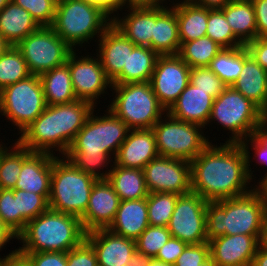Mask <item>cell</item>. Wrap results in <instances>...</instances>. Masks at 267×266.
<instances>
[{"instance_id":"cell-1","label":"cell","mask_w":267,"mask_h":266,"mask_svg":"<svg viewBox=\"0 0 267 266\" xmlns=\"http://www.w3.org/2000/svg\"><path fill=\"white\" fill-rule=\"evenodd\" d=\"M211 142L191 163V191L207 201L245 195L255 186L247 171V157L240 143ZM249 185V186H248Z\"/></svg>"},{"instance_id":"cell-2","label":"cell","mask_w":267,"mask_h":266,"mask_svg":"<svg viewBox=\"0 0 267 266\" xmlns=\"http://www.w3.org/2000/svg\"><path fill=\"white\" fill-rule=\"evenodd\" d=\"M94 111L93 109L88 116L64 157L76 168L97 180L107 179L113 159L130 129L109 109L102 116L94 115ZM109 164L110 169L107 168ZM104 167L107 168L105 171Z\"/></svg>"},{"instance_id":"cell-3","label":"cell","mask_w":267,"mask_h":266,"mask_svg":"<svg viewBox=\"0 0 267 266\" xmlns=\"http://www.w3.org/2000/svg\"><path fill=\"white\" fill-rule=\"evenodd\" d=\"M93 109L96 107L90 102L78 99L68 104L47 105L16 141L31 152L56 155V149L57 156H64Z\"/></svg>"},{"instance_id":"cell-4","label":"cell","mask_w":267,"mask_h":266,"mask_svg":"<svg viewBox=\"0 0 267 266\" xmlns=\"http://www.w3.org/2000/svg\"><path fill=\"white\" fill-rule=\"evenodd\" d=\"M266 200L254 188L242 196L208 201L206 205L208 241L222 235L245 234L254 236L260 242Z\"/></svg>"},{"instance_id":"cell-5","label":"cell","mask_w":267,"mask_h":266,"mask_svg":"<svg viewBox=\"0 0 267 266\" xmlns=\"http://www.w3.org/2000/svg\"><path fill=\"white\" fill-rule=\"evenodd\" d=\"M86 238L81 219L48 209L27 222L17 236L19 253L65 252L79 246Z\"/></svg>"},{"instance_id":"cell-6","label":"cell","mask_w":267,"mask_h":266,"mask_svg":"<svg viewBox=\"0 0 267 266\" xmlns=\"http://www.w3.org/2000/svg\"><path fill=\"white\" fill-rule=\"evenodd\" d=\"M112 24V16L87 0H58L51 28L73 50L98 39ZM85 44V45H83ZM77 47V48H76Z\"/></svg>"},{"instance_id":"cell-7","label":"cell","mask_w":267,"mask_h":266,"mask_svg":"<svg viewBox=\"0 0 267 266\" xmlns=\"http://www.w3.org/2000/svg\"><path fill=\"white\" fill-rule=\"evenodd\" d=\"M96 180L76 168L64 156L55 155L48 199L49 209L81 218L88 207Z\"/></svg>"},{"instance_id":"cell-8","label":"cell","mask_w":267,"mask_h":266,"mask_svg":"<svg viewBox=\"0 0 267 266\" xmlns=\"http://www.w3.org/2000/svg\"><path fill=\"white\" fill-rule=\"evenodd\" d=\"M115 96L107 108L130 130L152 129L167 112L159 103L150 82L112 84Z\"/></svg>"},{"instance_id":"cell-9","label":"cell","mask_w":267,"mask_h":266,"mask_svg":"<svg viewBox=\"0 0 267 266\" xmlns=\"http://www.w3.org/2000/svg\"><path fill=\"white\" fill-rule=\"evenodd\" d=\"M262 116L256 104L229 86L214 99L207 126L217 121L232 134L225 142L241 143L262 126Z\"/></svg>"},{"instance_id":"cell-10","label":"cell","mask_w":267,"mask_h":266,"mask_svg":"<svg viewBox=\"0 0 267 266\" xmlns=\"http://www.w3.org/2000/svg\"><path fill=\"white\" fill-rule=\"evenodd\" d=\"M152 130L159 156L191 162L211 143L203 126L177 120L167 112Z\"/></svg>"},{"instance_id":"cell-11","label":"cell","mask_w":267,"mask_h":266,"mask_svg":"<svg viewBox=\"0 0 267 266\" xmlns=\"http://www.w3.org/2000/svg\"><path fill=\"white\" fill-rule=\"evenodd\" d=\"M43 86L38 75L8 85L0 91V114L21 134L46 108Z\"/></svg>"},{"instance_id":"cell-12","label":"cell","mask_w":267,"mask_h":266,"mask_svg":"<svg viewBox=\"0 0 267 266\" xmlns=\"http://www.w3.org/2000/svg\"><path fill=\"white\" fill-rule=\"evenodd\" d=\"M16 48L25 59L28 71L38 76L65 64L73 51L51 27H40L20 41Z\"/></svg>"},{"instance_id":"cell-13","label":"cell","mask_w":267,"mask_h":266,"mask_svg":"<svg viewBox=\"0 0 267 266\" xmlns=\"http://www.w3.org/2000/svg\"><path fill=\"white\" fill-rule=\"evenodd\" d=\"M199 194L179 195L167 226L171 236L187 244L208 242L206 233V205Z\"/></svg>"},{"instance_id":"cell-14","label":"cell","mask_w":267,"mask_h":266,"mask_svg":"<svg viewBox=\"0 0 267 266\" xmlns=\"http://www.w3.org/2000/svg\"><path fill=\"white\" fill-rule=\"evenodd\" d=\"M73 50L67 57L66 64L69 66L73 90L78 100L90 102L94 107L98 104L101 94H107V89L112 87L111 81L106 77L99 57L78 56ZM108 87V88H107Z\"/></svg>"},{"instance_id":"cell-15","label":"cell","mask_w":267,"mask_h":266,"mask_svg":"<svg viewBox=\"0 0 267 266\" xmlns=\"http://www.w3.org/2000/svg\"><path fill=\"white\" fill-rule=\"evenodd\" d=\"M143 172L149 193L183 195L191 192L190 161L158 156L143 168Z\"/></svg>"},{"instance_id":"cell-16","label":"cell","mask_w":267,"mask_h":266,"mask_svg":"<svg viewBox=\"0 0 267 266\" xmlns=\"http://www.w3.org/2000/svg\"><path fill=\"white\" fill-rule=\"evenodd\" d=\"M190 80V67L178 55H159L150 84L160 105L168 111Z\"/></svg>"},{"instance_id":"cell-17","label":"cell","mask_w":267,"mask_h":266,"mask_svg":"<svg viewBox=\"0 0 267 266\" xmlns=\"http://www.w3.org/2000/svg\"><path fill=\"white\" fill-rule=\"evenodd\" d=\"M120 202V197L107 179L96 180L88 207L80 218L85 232L108 229L115 219Z\"/></svg>"},{"instance_id":"cell-18","label":"cell","mask_w":267,"mask_h":266,"mask_svg":"<svg viewBox=\"0 0 267 266\" xmlns=\"http://www.w3.org/2000/svg\"><path fill=\"white\" fill-rule=\"evenodd\" d=\"M216 266H251L260 242L252 235H222L208 241Z\"/></svg>"},{"instance_id":"cell-19","label":"cell","mask_w":267,"mask_h":266,"mask_svg":"<svg viewBox=\"0 0 267 266\" xmlns=\"http://www.w3.org/2000/svg\"><path fill=\"white\" fill-rule=\"evenodd\" d=\"M85 240L93 247L98 266H126L136 250V241L111 232L98 229L86 233Z\"/></svg>"},{"instance_id":"cell-20","label":"cell","mask_w":267,"mask_h":266,"mask_svg":"<svg viewBox=\"0 0 267 266\" xmlns=\"http://www.w3.org/2000/svg\"><path fill=\"white\" fill-rule=\"evenodd\" d=\"M97 44L96 55L100 59L106 77L112 82L122 69H127L129 52H132L136 45L113 24L105 30Z\"/></svg>"},{"instance_id":"cell-21","label":"cell","mask_w":267,"mask_h":266,"mask_svg":"<svg viewBox=\"0 0 267 266\" xmlns=\"http://www.w3.org/2000/svg\"><path fill=\"white\" fill-rule=\"evenodd\" d=\"M152 129L129 130L126 140L120 145L113 164L123 168L141 169L158 157Z\"/></svg>"},{"instance_id":"cell-22","label":"cell","mask_w":267,"mask_h":266,"mask_svg":"<svg viewBox=\"0 0 267 266\" xmlns=\"http://www.w3.org/2000/svg\"><path fill=\"white\" fill-rule=\"evenodd\" d=\"M54 154L32 152L22 163L19 179L14 189L50 196Z\"/></svg>"},{"instance_id":"cell-23","label":"cell","mask_w":267,"mask_h":266,"mask_svg":"<svg viewBox=\"0 0 267 266\" xmlns=\"http://www.w3.org/2000/svg\"><path fill=\"white\" fill-rule=\"evenodd\" d=\"M214 98L190 82L167 113L180 121L195 123L207 129Z\"/></svg>"},{"instance_id":"cell-24","label":"cell","mask_w":267,"mask_h":266,"mask_svg":"<svg viewBox=\"0 0 267 266\" xmlns=\"http://www.w3.org/2000/svg\"><path fill=\"white\" fill-rule=\"evenodd\" d=\"M126 15L112 17V24L119 29L136 46L152 49L154 36V7H125ZM122 17V18H121Z\"/></svg>"},{"instance_id":"cell-25","label":"cell","mask_w":267,"mask_h":266,"mask_svg":"<svg viewBox=\"0 0 267 266\" xmlns=\"http://www.w3.org/2000/svg\"><path fill=\"white\" fill-rule=\"evenodd\" d=\"M154 7V36L152 50L158 55H177L181 46L175 12V2Z\"/></svg>"},{"instance_id":"cell-26","label":"cell","mask_w":267,"mask_h":266,"mask_svg":"<svg viewBox=\"0 0 267 266\" xmlns=\"http://www.w3.org/2000/svg\"><path fill=\"white\" fill-rule=\"evenodd\" d=\"M149 226L146 198L123 200L109 230L117 235L136 240Z\"/></svg>"},{"instance_id":"cell-27","label":"cell","mask_w":267,"mask_h":266,"mask_svg":"<svg viewBox=\"0 0 267 266\" xmlns=\"http://www.w3.org/2000/svg\"><path fill=\"white\" fill-rule=\"evenodd\" d=\"M39 28L31 14L11 0L0 10V34L10 46H16Z\"/></svg>"},{"instance_id":"cell-28","label":"cell","mask_w":267,"mask_h":266,"mask_svg":"<svg viewBox=\"0 0 267 266\" xmlns=\"http://www.w3.org/2000/svg\"><path fill=\"white\" fill-rule=\"evenodd\" d=\"M232 87L262 111L267 108V71L251 55L244 60L240 77Z\"/></svg>"},{"instance_id":"cell-29","label":"cell","mask_w":267,"mask_h":266,"mask_svg":"<svg viewBox=\"0 0 267 266\" xmlns=\"http://www.w3.org/2000/svg\"><path fill=\"white\" fill-rule=\"evenodd\" d=\"M175 2H177L175 3V12L181 44L205 37L208 9L189 0H175Z\"/></svg>"},{"instance_id":"cell-30","label":"cell","mask_w":267,"mask_h":266,"mask_svg":"<svg viewBox=\"0 0 267 266\" xmlns=\"http://www.w3.org/2000/svg\"><path fill=\"white\" fill-rule=\"evenodd\" d=\"M233 34L244 44L257 38V25L251 0H232L220 9Z\"/></svg>"},{"instance_id":"cell-31","label":"cell","mask_w":267,"mask_h":266,"mask_svg":"<svg viewBox=\"0 0 267 266\" xmlns=\"http://www.w3.org/2000/svg\"><path fill=\"white\" fill-rule=\"evenodd\" d=\"M39 77L47 105L68 104L77 100L70 69L66 63L48 70Z\"/></svg>"},{"instance_id":"cell-32","label":"cell","mask_w":267,"mask_h":266,"mask_svg":"<svg viewBox=\"0 0 267 266\" xmlns=\"http://www.w3.org/2000/svg\"><path fill=\"white\" fill-rule=\"evenodd\" d=\"M158 56L149 47L135 46L133 51L129 52L127 69H122V72L111 83L150 82Z\"/></svg>"},{"instance_id":"cell-33","label":"cell","mask_w":267,"mask_h":266,"mask_svg":"<svg viewBox=\"0 0 267 266\" xmlns=\"http://www.w3.org/2000/svg\"><path fill=\"white\" fill-rule=\"evenodd\" d=\"M107 180L121 201L137 200L149 195L144 172L141 169L123 168L113 164Z\"/></svg>"},{"instance_id":"cell-34","label":"cell","mask_w":267,"mask_h":266,"mask_svg":"<svg viewBox=\"0 0 267 266\" xmlns=\"http://www.w3.org/2000/svg\"><path fill=\"white\" fill-rule=\"evenodd\" d=\"M247 48H223L208 66L228 87L240 77L243 62L249 56Z\"/></svg>"},{"instance_id":"cell-35","label":"cell","mask_w":267,"mask_h":266,"mask_svg":"<svg viewBox=\"0 0 267 266\" xmlns=\"http://www.w3.org/2000/svg\"><path fill=\"white\" fill-rule=\"evenodd\" d=\"M13 144L12 148L10 146L7 148L2 140L0 142V189L15 188L22 170V163L32 153L17 141Z\"/></svg>"},{"instance_id":"cell-36","label":"cell","mask_w":267,"mask_h":266,"mask_svg":"<svg viewBox=\"0 0 267 266\" xmlns=\"http://www.w3.org/2000/svg\"><path fill=\"white\" fill-rule=\"evenodd\" d=\"M223 49L218 43L205 36L181 44L178 56L190 67L209 66L212 59Z\"/></svg>"},{"instance_id":"cell-37","label":"cell","mask_w":267,"mask_h":266,"mask_svg":"<svg viewBox=\"0 0 267 266\" xmlns=\"http://www.w3.org/2000/svg\"><path fill=\"white\" fill-rule=\"evenodd\" d=\"M30 75L21 52L16 46H10L0 57V91Z\"/></svg>"},{"instance_id":"cell-38","label":"cell","mask_w":267,"mask_h":266,"mask_svg":"<svg viewBox=\"0 0 267 266\" xmlns=\"http://www.w3.org/2000/svg\"><path fill=\"white\" fill-rule=\"evenodd\" d=\"M178 196V194L167 192L149 193L146 203L150 226H168Z\"/></svg>"},{"instance_id":"cell-39","label":"cell","mask_w":267,"mask_h":266,"mask_svg":"<svg viewBox=\"0 0 267 266\" xmlns=\"http://www.w3.org/2000/svg\"><path fill=\"white\" fill-rule=\"evenodd\" d=\"M206 36L223 48L242 47L244 44L233 34L220 9H208Z\"/></svg>"},{"instance_id":"cell-40","label":"cell","mask_w":267,"mask_h":266,"mask_svg":"<svg viewBox=\"0 0 267 266\" xmlns=\"http://www.w3.org/2000/svg\"><path fill=\"white\" fill-rule=\"evenodd\" d=\"M17 198L19 212V234L25 229L27 222L49 209V201L43 196L33 192L13 189Z\"/></svg>"},{"instance_id":"cell-41","label":"cell","mask_w":267,"mask_h":266,"mask_svg":"<svg viewBox=\"0 0 267 266\" xmlns=\"http://www.w3.org/2000/svg\"><path fill=\"white\" fill-rule=\"evenodd\" d=\"M251 143V144H250ZM242 147L244 148L246 157H247V171L250 176L251 182L255 178L256 174L253 175L254 170L251 169L250 163H252V157L250 156V151L253 152L254 150V160L261 166L262 164L266 165L267 167V131L261 126L253 135L249 136L248 138L244 139L241 143ZM251 146V147H250ZM250 147V148H249ZM253 149V150H250ZM267 175V172L262 178H259V182ZM253 177V178H252Z\"/></svg>"},{"instance_id":"cell-42","label":"cell","mask_w":267,"mask_h":266,"mask_svg":"<svg viewBox=\"0 0 267 266\" xmlns=\"http://www.w3.org/2000/svg\"><path fill=\"white\" fill-rule=\"evenodd\" d=\"M171 237L167 227L149 225L135 240L136 250L155 258L162 246Z\"/></svg>"},{"instance_id":"cell-43","label":"cell","mask_w":267,"mask_h":266,"mask_svg":"<svg viewBox=\"0 0 267 266\" xmlns=\"http://www.w3.org/2000/svg\"><path fill=\"white\" fill-rule=\"evenodd\" d=\"M189 82L214 99L228 87L208 66L190 68Z\"/></svg>"},{"instance_id":"cell-44","label":"cell","mask_w":267,"mask_h":266,"mask_svg":"<svg viewBox=\"0 0 267 266\" xmlns=\"http://www.w3.org/2000/svg\"><path fill=\"white\" fill-rule=\"evenodd\" d=\"M28 11L40 27H51L58 0H11Z\"/></svg>"},{"instance_id":"cell-45","label":"cell","mask_w":267,"mask_h":266,"mask_svg":"<svg viewBox=\"0 0 267 266\" xmlns=\"http://www.w3.org/2000/svg\"><path fill=\"white\" fill-rule=\"evenodd\" d=\"M0 218L17 237L19 235V212L13 189H0Z\"/></svg>"},{"instance_id":"cell-46","label":"cell","mask_w":267,"mask_h":266,"mask_svg":"<svg viewBox=\"0 0 267 266\" xmlns=\"http://www.w3.org/2000/svg\"><path fill=\"white\" fill-rule=\"evenodd\" d=\"M210 257L208 242L188 244L173 266H198Z\"/></svg>"},{"instance_id":"cell-47","label":"cell","mask_w":267,"mask_h":266,"mask_svg":"<svg viewBox=\"0 0 267 266\" xmlns=\"http://www.w3.org/2000/svg\"><path fill=\"white\" fill-rule=\"evenodd\" d=\"M67 266H98L93 247L84 240L79 246L67 252Z\"/></svg>"},{"instance_id":"cell-48","label":"cell","mask_w":267,"mask_h":266,"mask_svg":"<svg viewBox=\"0 0 267 266\" xmlns=\"http://www.w3.org/2000/svg\"><path fill=\"white\" fill-rule=\"evenodd\" d=\"M31 266H67V253L65 252H36L21 253Z\"/></svg>"},{"instance_id":"cell-49","label":"cell","mask_w":267,"mask_h":266,"mask_svg":"<svg viewBox=\"0 0 267 266\" xmlns=\"http://www.w3.org/2000/svg\"><path fill=\"white\" fill-rule=\"evenodd\" d=\"M187 245V243L171 237L159 250L155 259L163 261L166 264L174 265L177 258L181 255Z\"/></svg>"},{"instance_id":"cell-50","label":"cell","mask_w":267,"mask_h":266,"mask_svg":"<svg viewBox=\"0 0 267 266\" xmlns=\"http://www.w3.org/2000/svg\"><path fill=\"white\" fill-rule=\"evenodd\" d=\"M245 47L254 60L267 71V37H257L248 42Z\"/></svg>"},{"instance_id":"cell-51","label":"cell","mask_w":267,"mask_h":266,"mask_svg":"<svg viewBox=\"0 0 267 266\" xmlns=\"http://www.w3.org/2000/svg\"><path fill=\"white\" fill-rule=\"evenodd\" d=\"M257 25V37H267V0H251Z\"/></svg>"},{"instance_id":"cell-52","label":"cell","mask_w":267,"mask_h":266,"mask_svg":"<svg viewBox=\"0 0 267 266\" xmlns=\"http://www.w3.org/2000/svg\"><path fill=\"white\" fill-rule=\"evenodd\" d=\"M87 1L99 5L113 17L114 14H116V12H119L118 10L123 11L122 9L125 7L126 0H87Z\"/></svg>"},{"instance_id":"cell-53","label":"cell","mask_w":267,"mask_h":266,"mask_svg":"<svg viewBox=\"0 0 267 266\" xmlns=\"http://www.w3.org/2000/svg\"><path fill=\"white\" fill-rule=\"evenodd\" d=\"M0 266H31L28 259L19 253L14 252L12 255L0 259Z\"/></svg>"},{"instance_id":"cell-54","label":"cell","mask_w":267,"mask_h":266,"mask_svg":"<svg viewBox=\"0 0 267 266\" xmlns=\"http://www.w3.org/2000/svg\"><path fill=\"white\" fill-rule=\"evenodd\" d=\"M12 239H17V237L13 234V232L3 223V221L0 218V251H2V249L4 247H6L5 245L8 244V242H10ZM17 249L9 252V254L4 257H1L0 255V259L1 258H5L7 256L12 255L14 252H16Z\"/></svg>"},{"instance_id":"cell-55","label":"cell","mask_w":267,"mask_h":266,"mask_svg":"<svg viewBox=\"0 0 267 266\" xmlns=\"http://www.w3.org/2000/svg\"><path fill=\"white\" fill-rule=\"evenodd\" d=\"M152 259V257L135 250L126 266H149Z\"/></svg>"},{"instance_id":"cell-56","label":"cell","mask_w":267,"mask_h":266,"mask_svg":"<svg viewBox=\"0 0 267 266\" xmlns=\"http://www.w3.org/2000/svg\"><path fill=\"white\" fill-rule=\"evenodd\" d=\"M166 0H126L125 6L129 7H159L163 6V4L166 3ZM162 4V5H161Z\"/></svg>"},{"instance_id":"cell-57","label":"cell","mask_w":267,"mask_h":266,"mask_svg":"<svg viewBox=\"0 0 267 266\" xmlns=\"http://www.w3.org/2000/svg\"><path fill=\"white\" fill-rule=\"evenodd\" d=\"M190 2L206 7L207 9H222L226 4L232 0H189Z\"/></svg>"},{"instance_id":"cell-58","label":"cell","mask_w":267,"mask_h":266,"mask_svg":"<svg viewBox=\"0 0 267 266\" xmlns=\"http://www.w3.org/2000/svg\"><path fill=\"white\" fill-rule=\"evenodd\" d=\"M251 266H267V247L259 244Z\"/></svg>"},{"instance_id":"cell-59","label":"cell","mask_w":267,"mask_h":266,"mask_svg":"<svg viewBox=\"0 0 267 266\" xmlns=\"http://www.w3.org/2000/svg\"><path fill=\"white\" fill-rule=\"evenodd\" d=\"M260 244L267 247V200L263 212L262 235Z\"/></svg>"},{"instance_id":"cell-60","label":"cell","mask_w":267,"mask_h":266,"mask_svg":"<svg viewBox=\"0 0 267 266\" xmlns=\"http://www.w3.org/2000/svg\"><path fill=\"white\" fill-rule=\"evenodd\" d=\"M255 189L267 199V175L260 181L255 182Z\"/></svg>"},{"instance_id":"cell-61","label":"cell","mask_w":267,"mask_h":266,"mask_svg":"<svg viewBox=\"0 0 267 266\" xmlns=\"http://www.w3.org/2000/svg\"><path fill=\"white\" fill-rule=\"evenodd\" d=\"M10 47V45L2 38L0 34V57L4 54V52Z\"/></svg>"},{"instance_id":"cell-62","label":"cell","mask_w":267,"mask_h":266,"mask_svg":"<svg viewBox=\"0 0 267 266\" xmlns=\"http://www.w3.org/2000/svg\"><path fill=\"white\" fill-rule=\"evenodd\" d=\"M149 266H173V265L166 264L163 261H159V260L153 258L152 261L150 262Z\"/></svg>"},{"instance_id":"cell-63","label":"cell","mask_w":267,"mask_h":266,"mask_svg":"<svg viewBox=\"0 0 267 266\" xmlns=\"http://www.w3.org/2000/svg\"><path fill=\"white\" fill-rule=\"evenodd\" d=\"M262 127L267 131V108L263 111Z\"/></svg>"},{"instance_id":"cell-64","label":"cell","mask_w":267,"mask_h":266,"mask_svg":"<svg viewBox=\"0 0 267 266\" xmlns=\"http://www.w3.org/2000/svg\"><path fill=\"white\" fill-rule=\"evenodd\" d=\"M198 266H216V264L214 263V261L212 260V258L209 257L206 261H204L203 263H201Z\"/></svg>"},{"instance_id":"cell-65","label":"cell","mask_w":267,"mask_h":266,"mask_svg":"<svg viewBox=\"0 0 267 266\" xmlns=\"http://www.w3.org/2000/svg\"><path fill=\"white\" fill-rule=\"evenodd\" d=\"M10 0H0V10L8 4Z\"/></svg>"}]
</instances>
